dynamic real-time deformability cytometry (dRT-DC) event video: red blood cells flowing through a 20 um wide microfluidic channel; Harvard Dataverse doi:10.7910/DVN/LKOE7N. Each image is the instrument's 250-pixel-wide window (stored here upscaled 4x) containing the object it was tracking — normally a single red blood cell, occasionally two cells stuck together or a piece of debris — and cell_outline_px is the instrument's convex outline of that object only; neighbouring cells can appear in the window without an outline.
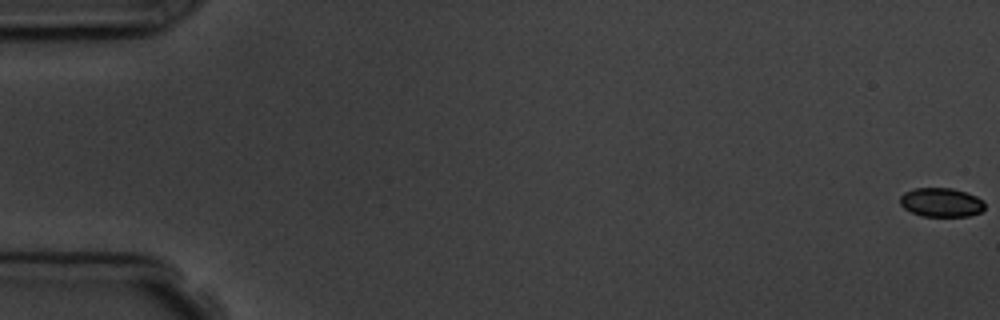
{"species": "common noctule bat (a hibernating species)", "species_latin": "Nyctalus noctula", "temperature_condition": "room temperature", "stored_images_in_passage": 6, "camera_frame_rate_fps": 3000, "um_per_image_px": 0.085, "animal": {"sex": "male", "body_mass_g": 19.5, "forearm_length_mm": 54.6}, "frame": {"image": 1, "passage_image": 1, "time_ms": 0.0, "image_size_px": [1000, 320], "cell_outline_px": [[984, 208], [980, 212], [968, 216], [920, 216], [904, 208], [900, 204], [900, 196], [904, 192], [912, 188], [952, 188], [976, 196], [984, 200]], "centroid_in_image_um": [79.98, 17.2], "position_along_channel_um": 5.0, "area_um2": 14.33}}
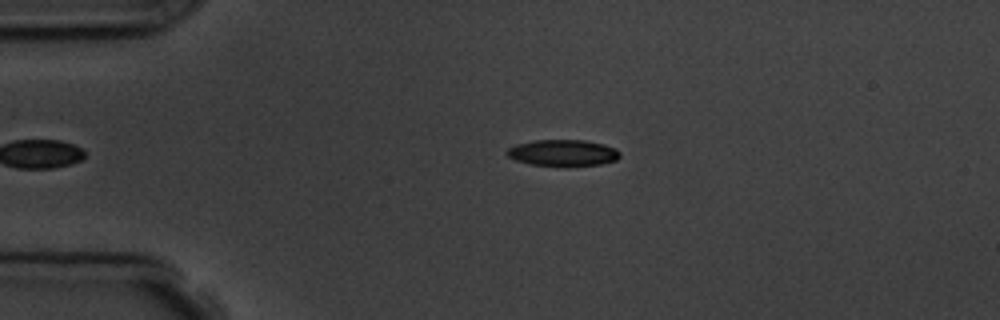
{"frame": {"image": 2, "passage_image": 6, "time_ms": 6.333, "image_size_px": [1000, 320], "cell_outline_px": [[620, 156], [616, 160], [600, 164], [568, 168], [564, 168], [528, 164], [516, 160], [508, 156], [504, 152], [508, 148], [516, 144], [532, 140], [584, 140], [604, 144], [616, 148], [620, 152]], "centroid_in_image_um": [47.84, 13.02], "position_along_channel_um": 37.2, "area_um2": 18.03}}